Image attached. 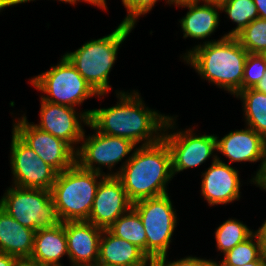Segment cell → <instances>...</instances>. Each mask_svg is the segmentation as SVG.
I'll list each match as a JSON object with an SVG mask.
<instances>
[{"label":"cell","mask_w":266,"mask_h":266,"mask_svg":"<svg viewBox=\"0 0 266 266\" xmlns=\"http://www.w3.org/2000/svg\"><path fill=\"white\" fill-rule=\"evenodd\" d=\"M119 102L109 108L93 109L89 124L98 132L129 139L141 146L151 145L162 139L169 115L145 107L137 91H117Z\"/></svg>","instance_id":"1"},{"label":"cell","mask_w":266,"mask_h":266,"mask_svg":"<svg viewBox=\"0 0 266 266\" xmlns=\"http://www.w3.org/2000/svg\"><path fill=\"white\" fill-rule=\"evenodd\" d=\"M111 173L108 176L121 180L132 203L167 194L166 185L173 179L170 150L163 139L155 144L139 145L119 171Z\"/></svg>","instance_id":"2"},{"label":"cell","mask_w":266,"mask_h":266,"mask_svg":"<svg viewBox=\"0 0 266 266\" xmlns=\"http://www.w3.org/2000/svg\"><path fill=\"white\" fill-rule=\"evenodd\" d=\"M248 52L236 37L226 36L219 40L195 45L183 56L204 80L236 95L242 91L244 66Z\"/></svg>","instance_id":"3"},{"label":"cell","mask_w":266,"mask_h":266,"mask_svg":"<svg viewBox=\"0 0 266 266\" xmlns=\"http://www.w3.org/2000/svg\"><path fill=\"white\" fill-rule=\"evenodd\" d=\"M134 28L120 23L111 34L91 40L75 52L64 54L99 95H106L111 90L112 87L108 81L109 73L117 60L120 44L125 41Z\"/></svg>","instance_id":"4"},{"label":"cell","mask_w":266,"mask_h":266,"mask_svg":"<svg viewBox=\"0 0 266 266\" xmlns=\"http://www.w3.org/2000/svg\"><path fill=\"white\" fill-rule=\"evenodd\" d=\"M105 176L82 169L77 163L58 173L50 191L61 222L88 220L98 185Z\"/></svg>","instance_id":"5"},{"label":"cell","mask_w":266,"mask_h":266,"mask_svg":"<svg viewBox=\"0 0 266 266\" xmlns=\"http://www.w3.org/2000/svg\"><path fill=\"white\" fill-rule=\"evenodd\" d=\"M0 207L23 226L35 231L61 223L50 190L12 185L0 199Z\"/></svg>","instance_id":"6"},{"label":"cell","mask_w":266,"mask_h":266,"mask_svg":"<svg viewBox=\"0 0 266 266\" xmlns=\"http://www.w3.org/2000/svg\"><path fill=\"white\" fill-rule=\"evenodd\" d=\"M57 65L50 67L40 75L33 77L30 83L46 96L41 99L59 105L74 106L81 105L84 100L99 95L89 83L80 75L75 67L63 55Z\"/></svg>","instance_id":"7"},{"label":"cell","mask_w":266,"mask_h":266,"mask_svg":"<svg viewBox=\"0 0 266 266\" xmlns=\"http://www.w3.org/2000/svg\"><path fill=\"white\" fill-rule=\"evenodd\" d=\"M146 232V255L160 258L167 256L173 232L177 227V215L168 193L133 203Z\"/></svg>","instance_id":"8"},{"label":"cell","mask_w":266,"mask_h":266,"mask_svg":"<svg viewBox=\"0 0 266 266\" xmlns=\"http://www.w3.org/2000/svg\"><path fill=\"white\" fill-rule=\"evenodd\" d=\"M176 118L168 117L162 136L170 150L173 176L188 168L200 166L217 150L214 134L199 136L193 133L192 128L174 132ZM172 128L173 133L167 132Z\"/></svg>","instance_id":"9"},{"label":"cell","mask_w":266,"mask_h":266,"mask_svg":"<svg viewBox=\"0 0 266 266\" xmlns=\"http://www.w3.org/2000/svg\"><path fill=\"white\" fill-rule=\"evenodd\" d=\"M88 126L95 132L91 136L82 137V144L76 151V163L85 170L105 174L101 170V165L107 166L111 171L113 166L121 162L124 157L137 146L126 138L110 136L96 131L90 124ZM87 137V138H85ZM98 165L96 167V165Z\"/></svg>","instance_id":"10"},{"label":"cell","mask_w":266,"mask_h":266,"mask_svg":"<svg viewBox=\"0 0 266 266\" xmlns=\"http://www.w3.org/2000/svg\"><path fill=\"white\" fill-rule=\"evenodd\" d=\"M10 150L14 186L51 190L58 172L38 157L13 130Z\"/></svg>","instance_id":"11"},{"label":"cell","mask_w":266,"mask_h":266,"mask_svg":"<svg viewBox=\"0 0 266 266\" xmlns=\"http://www.w3.org/2000/svg\"><path fill=\"white\" fill-rule=\"evenodd\" d=\"M13 124L12 130L58 173L76 163V151L67 142L29 123L25 114Z\"/></svg>","instance_id":"12"},{"label":"cell","mask_w":266,"mask_h":266,"mask_svg":"<svg viewBox=\"0 0 266 266\" xmlns=\"http://www.w3.org/2000/svg\"><path fill=\"white\" fill-rule=\"evenodd\" d=\"M40 123L34 124L40 130L50 133L67 142L75 151L84 135V125L88 126L92 110L76 112L73 107L47 102L41 99ZM79 114V115H78Z\"/></svg>","instance_id":"13"},{"label":"cell","mask_w":266,"mask_h":266,"mask_svg":"<svg viewBox=\"0 0 266 266\" xmlns=\"http://www.w3.org/2000/svg\"><path fill=\"white\" fill-rule=\"evenodd\" d=\"M132 206L121 180L117 176H105L98 185L87 221L102 229H109Z\"/></svg>","instance_id":"14"},{"label":"cell","mask_w":266,"mask_h":266,"mask_svg":"<svg viewBox=\"0 0 266 266\" xmlns=\"http://www.w3.org/2000/svg\"><path fill=\"white\" fill-rule=\"evenodd\" d=\"M212 164L202 173L201 195L209 206L228 204L240 199L239 171L223 162L216 154Z\"/></svg>","instance_id":"15"},{"label":"cell","mask_w":266,"mask_h":266,"mask_svg":"<svg viewBox=\"0 0 266 266\" xmlns=\"http://www.w3.org/2000/svg\"><path fill=\"white\" fill-rule=\"evenodd\" d=\"M216 135V149L232 162H258L261 161L251 182L258 176L266 160V140L252 128L230 131L223 138Z\"/></svg>","instance_id":"16"},{"label":"cell","mask_w":266,"mask_h":266,"mask_svg":"<svg viewBox=\"0 0 266 266\" xmlns=\"http://www.w3.org/2000/svg\"><path fill=\"white\" fill-rule=\"evenodd\" d=\"M103 229L88 221L65 222L68 258L71 266H95Z\"/></svg>","instance_id":"17"},{"label":"cell","mask_w":266,"mask_h":266,"mask_svg":"<svg viewBox=\"0 0 266 266\" xmlns=\"http://www.w3.org/2000/svg\"><path fill=\"white\" fill-rule=\"evenodd\" d=\"M200 2L178 3L176 6L187 7V14L180 19L183 37L194 39L208 38L219 26L220 6L210 3L199 4Z\"/></svg>","instance_id":"18"},{"label":"cell","mask_w":266,"mask_h":266,"mask_svg":"<svg viewBox=\"0 0 266 266\" xmlns=\"http://www.w3.org/2000/svg\"><path fill=\"white\" fill-rule=\"evenodd\" d=\"M65 255L68 257L65 222L35 231L31 260L44 266H64L60 259Z\"/></svg>","instance_id":"19"},{"label":"cell","mask_w":266,"mask_h":266,"mask_svg":"<svg viewBox=\"0 0 266 266\" xmlns=\"http://www.w3.org/2000/svg\"><path fill=\"white\" fill-rule=\"evenodd\" d=\"M35 230L23 226L0 207V252L30 258L33 251Z\"/></svg>","instance_id":"20"},{"label":"cell","mask_w":266,"mask_h":266,"mask_svg":"<svg viewBox=\"0 0 266 266\" xmlns=\"http://www.w3.org/2000/svg\"><path fill=\"white\" fill-rule=\"evenodd\" d=\"M148 256L136 245L116 237L108 229H103L99 243L97 264L108 266H135Z\"/></svg>","instance_id":"21"},{"label":"cell","mask_w":266,"mask_h":266,"mask_svg":"<svg viewBox=\"0 0 266 266\" xmlns=\"http://www.w3.org/2000/svg\"><path fill=\"white\" fill-rule=\"evenodd\" d=\"M235 97L243 102L246 125L266 140V94L249 88L239 91Z\"/></svg>","instance_id":"22"},{"label":"cell","mask_w":266,"mask_h":266,"mask_svg":"<svg viewBox=\"0 0 266 266\" xmlns=\"http://www.w3.org/2000/svg\"><path fill=\"white\" fill-rule=\"evenodd\" d=\"M116 237L136 245L146 254V232L139 214L131 208L108 229Z\"/></svg>","instance_id":"23"},{"label":"cell","mask_w":266,"mask_h":266,"mask_svg":"<svg viewBox=\"0 0 266 266\" xmlns=\"http://www.w3.org/2000/svg\"><path fill=\"white\" fill-rule=\"evenodd\" d=\"M254 233L255 231L249 229L243 222L237 219H228L215 231L217 249L225 254L237 244L246 241Z\"/></svg>","instance_id":"24"},{"label":"cell","mask_w":266,"mask_h":266,"mask_svg":"<svg viewBox=\"0 0 266 266\" xmlns=\"http://www.w3.org/2000/svg\"><path fill=\"white\" fill-rule=\"evenodd\" d=\"M232 22L237 26L225 34L235 37L256 18H259L257 7L253 0H229L220 6Z\"/></svg>","instance_id":"25"},{"label":"cell","mask_w":266,"mask_h":266,"mask_svg":"<svg viewBox=\"0 0 266 266\" xmlns=\"http://www.w3.org/2000/svg\"><path fill=\"white\" fill-rule=\"evenodd\" d=\"M235 37L248 53L264 54L266 52V19L256 18Z\"/></svg>","instance_id":"26"},{"label":"cell","mask_w":266,"mask_h":266,"mask_svg":"<svg viewBox=\"0 0 266 266\" xmlns=\"http://www.w3.org/2000/svg\"><path fill=\"white\" fill-rule=\"evenodd\" d=\"M223 255L224 258L221 263H227L230 265H244L256 261L262 256L260 239L258 235L254 233L246 241L237 244Z\"/></svg>","instance_id":"27"},{"label":"cell","mask_w":266,"mask_h":266,"mask_svg":"<svg viewBox=\"0 0 266 266\" xmlns=\"http://www.w3.org/2000/svg\"><path fill=\"white\" fill-rule=\"evenodd\" d=\"M266 71V57L264 54L248 53L244 66L242 90L254 88Z\"/></svg>","instance_id":"28"},{"label":"cell","mask_w":266,"mask_h":266,"mask_svg":"<svg viewBox=\"0 0 266 266\" xmlns=\"http://www.w3.org/2000/svg\"><path fill=\"white\" fill-rule=\"evenodd\" d=\"M158 0H122V4L127 9V15L121 22L125 25L135 27L137 19L145 15L154 7ZM166 3L169 4L167 0Z\"/></svg>","instance_id":"29"},{"label":"cell","mask_w":266,"mask_h":266,"mask_svg":"<svg viewBox=\"0 0 266 266\" xmlns=\"http://www.w3.org/2000/svg\"><path fill=\"white\" fill-rule=\"evenodd\" d=\"M166 255L158 258L159 266H216L217 261L188 256L177 261H166Z\"/></svg>","instance_id":"30"},{"label":"cell","mask_w":266,"mask_h":266,"mask_svg":"<svg viewBox=\"0 0 266 266\" xmlns=\"http://www.w3.org/2000/svg\"><path fill=\"white\" fill-rule=\"evenodd\" d=\"M253 184H256L260 189L262 188L266 191V160L258 176L253 180Z\"/></svg>","instance_id":"31"},{"label":"cell","mask_w":266,"mask_h":266,"mask_svg":"<svg viewBox=\"0 0 266 266\" xmlns=\"http://www.w3.org/2000/svg\"><path fill=\"white\" fill-rule=\"evenodd\" d=\"M258 235L262 248V255L266 258V220L263 222L262 226L255 231Z\"/></svg>","instance_id":"32"},{"label":"cell","mask_w":266,"mask_h":266,"mask_svg":"<svg viewBox=\"0 0 266 266\" xmlns=\"http://www.w3.org/2000/svg\"><path fill=\"white\" fill-rule=\"evenodd\" d=\"M17 257L0 252V266H14Z\"/></svg>","instance_id":"33"},{"label":"cell","mask_w":266,"mask_h":266,"mask_svg":"<svg viewBox=\"0 0 266 266\" xmlns=\"http://www.w3.org/2000/svg\"><path fill=\"white\" fill-rule=\"evenodd\" d=\"M216 266H266V258L262 255L258 260L246 263L244 265H230L227 263H216Z\"/></svg>","instance_id":"34"},{"label":"cell","mask_w":266,"mask_h":266,"mask_svg":"<svg viewBox=\"0 0 266 266\" xmlns=\"http://www.w3.org/2000/svg\"><path fill=\"white\" fill-rule=\"evenodd\" d=\"M258 13H259V18L266 19V0H253Z\"/></svg>","instance_id":"35"},{"label":"cell","mask_w":266,"mask_h":266,"mask_svg":"<svg viewBox=\"0 0 266 266\" xmlns=\"http://www.w3.org/2000/svg\"><path fill=\"white\" fill-rule=\"evenodd\" d=\"M14 266H44L39 262L33 261L30 258L17 259Z\"/></svg>","instance_id":"36"},{"label":"cell","mask_w":266,"mask_h":266,"mask_svg":"<svg viewBox=\"0 0 266 266\" xmlns=\"http://www.w3.org/2000/svg\"><path fill=\"white\" fill-rule=\"evenodd\" d=\"M258 92L265 93L266 94V71L261 78V80L258 82V84L253 88Z\"/></svg>","instance_id":"37"},{"label":"cell","mask_w":266,"mask_h":266,"mask_svg":"<svg viewBox=\"0 0 266 266\" xmlns=\"http://www.w3.org/2000/svg\"><path fill=\"white\" fill-rule=\"evenodd\" d=\"M135 266H159L158 258L148 257L141 264Z\"/></svg>","instance_id":"38"},{"label":"cell","mask_w":266,"mask_h":266,"mask_svg":"<svg viewBox=\"0 0 266 266\" xmlns=\"http://www.w3.org/2000/svg\"><path fill=\"white\" fill-rule=\"evenodd\" d=\"M14 0H0V12L3 10L5 7H10L14 6Z\"/></svg>","instance_id":"39"},{"label":"cell","mask_w":266,"mask_h":266,"mask_svg":"<svg viewBox=\"0 0 266 266\" xmlns=\"http://www.w3.org/2000/svg\"><path fill=\"white\" fill-rule=\"evenodd\" d=\"M169 1V5H171V4H178V3H185V2H201V1H203L204 2V0H168Z\"/></svg>","instance_id":"40"},{"label":"cell","mask_w":266,"mask_h":266,"mask_svg":"<svg viewBox=\"0 0 266 266\" xmlns=\"http://www.w3.org/2000/svg\"><path fill=\"white\" fill-rule=\"evenodd\" d=\"M229 0H204L205 3L221 6Z\"/></svg>","instance_id":"41"},{"label":"cell","mask_w":266,"mask_h":266,"mask_svg":"<svg viewBox=\"0 0 266 266\" xmlns=\"http://www.w3.org/2000/svg\"><path fill=\"white\" fill-rule=\"evenodd\" d=\"M95 6L99 7V8H102L103 9H107V6H106V0H95Z\"/></svg>","instance_id":"42"},{"label":"cell","mask_w":266,"mask_h":266,"mask_svg":"<svg viewBox=\"0 0 266 266\" xmlns=\"http://www.w3.org/2000/svg\"><path fill=\"white\" fill-rule=\"evenodd\" d=\"M79 1H85L87 3H90L91 5H95V0H67V3L74 5L77 4L76 2Z\"/></svg>","instance_id":"43"},{"label":"cell","mask_w":266,"mask_h":266,"mask_svg":"<svg viewBox=\"0 0 266 266\" xmlns=\"http://www.w3.org/2000/svg\"><path fill=\"white\" fill-rule=\"evenodd\" d=\"M30 1H35V0H14L15 5L17 4H21V3H26V2H30ZM58 1H62L67 3V0H58Z\"/></svg>","instance_id":"44"},{"label":"cell","mask_w":266,"mask_h":266,"mask_svg":"<svg viewBox=\"0 0 266 266\" xmlns=\"http://www.w3.org/2000/svg\"><path fill=\"white\" fill-rule=\"evenodd\" d=\"M95 266H108V265H104V264H96Z\"/></svg>","instance_id":"45"}]
</instances>
